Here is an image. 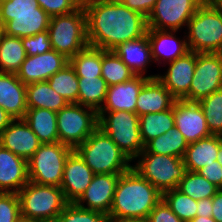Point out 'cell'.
Segmentation results:
<instances>
[{
  "instance_id": "obj_16",
  "label": "cell",
  "mask_w": 222,
  "mask_h": 222,
  "mask_svg": "<svg viewBox=\"0 0 222 222\" xmlns=\"http://www.w3.org/2000/svg\"><path fill=\"white\" fill-rule=\"evenodd\" d=\"M168 64L169 67L166 74H157V78L176 100H183L189 93L194 76L196 52L189 51L184 56Z\"/></svg>"
},
{
  "instance_id": "obj_43",
  "label": "cell",
  "mask_w": 222,
  "mask_h": 222,
  "mask_svg": "<svg viewBox=\"0 0 222 222\" xmlns=\"http://www.w3.org/2000/svg\"><path fill=\"white\" fill-rule=\"evenodd\" d=\"M37 0H0V14L38 13Z\"/></svg>"
},
{
  "instance_id": "obj_48",
  "label": "cell",
  "mask_w": 222,
  "mask_h": 222,
  "mask_svg": "<svg viewBox=\"0 0 222 222\" xmlns=\"http://www.w3.org/2000/svg\"><path fill=\"white\" fill-rule=\"evenodd\" d=\"M212 198L200 199L197 201L196 216L212 217Z\"/></svg>"
},
{
  "instance_id": "obj_2",
  "label": "cell",
  "mask_w": 222,
  "mask_h": 222,
  "mask_svg": "<svg viewBox=\"0 0 222 222\" xmlns=\"http://www.w3.org/2000/svg\"><path fill=\"white\" fill-rule=\"evenodd\" d=\"M161 199L162 193L131 168L119 176L108 217L109 219H147Z\"/></svg>"
},
{
  "instance_id": "obj_44",
  "label": "cell",
  "mask_w": 222,
  "mask_h": 222,
  "mask_svg": "<svg viewBox=\"0 0 222 222\" xmlns=\"http://www.w3.org/2000/svg\"><path fill=\"white\" fill-rule=\"evenodd\" d=\"M146 220L148 222H183L163 199L151 210Z\"/></svg>"
},
{
  "instance_id": "obj_27",
  "label": "cell",
  "mask_w": 222,
  "mask_h": 222,
  "mask_svg": "<svg viewBox=\"0 0 222 222\" xmlns=\"http://www.w3.org/2000/svg\"><path fill=\"white\" fill-rule=\"evenodd\" d=\"M23 119L42 144L59 142L55 111L44 108H28Z\"/></svg>"
},
{
  "instance_id": "obj_26",
  "label": "cell",
  "mask_w": 222,
  "mask_h": 222,
  "mask_svg": "<svg viewBox=\"0 0 222 222\" xmlns=\"http://www.w3.org/2000/svg\"><path fill=\"white\" fill-rule=\"evenodd\" d=\"M113 51L136 75L144 76L148 63L153 61L147 33L141 38L119 44Z\"/></svg>"
},
{
  "instance_id": "obj_39",
  "label": "cell",
  "mask_w": 222,
  "mask_h": 222,
  "mask_svg": "<svg viewBox=\"0 0 222 222\" xmlns=\"http://www.w3.org/2000/svg\"><path fill=\"white\" fill-rule=\"evenodd\" d=\"M56 222H110L107 214L68 203Z\"/></svg>"
},
{
  "instance_id": "obj_29",
  "label": "cell",
  "mask_w": 222,
  "mask_h": 222,
  "mask_svg": "<svg viewBox=\"0 0 222 222\" xmlns=\"http://www.w3.org/2000/svg\"><path fill=\"white\" fill-rule=\"evenodd\" d=\"M173 127H175L174 104L165 111L139 116L140 135L144 146Z\"/></svg>"
},
{
  "instance_id": "obj_14",
  "label": "cell",
  "mask_w": 222,
  "mask_h": 222,
  "mask_svg": "<svg viewBox=\"0 0 222 222\" xmlns=\"http://www.w3.org/2000/svg\"><path fill=\"white\" fill-rule=\"evenodd\" d=\"M174 119L175 127L182 133L188 144L212 135L198 102L175 100Z\"/></svg>"
},
{
  "instance_id": "obj_20",
  "label": "cell",
  "mask_w": 222,
  "mask_h": 222,
  "mask_svg": "<svg viewBox=\"0 0 222 222\" xmlns=\"http://www.w3.org/2000/svg\"><path fill=\"white\" fill-rule=\"evenodd\" d=\"M177 31L147 28V36L151 47L153 61L172 62L189 52L186 36L182 40L174 35ZM162 58V59H161Z\"/></svg>"
},
{
  "instance_id": "obj_52",
  "label": "cell",
  "mask_w": 222,
  "mask_h": 222,
  "mask_svg": "<svg viewBox=\"0 0 222 222\" xmlns=\"http://www.w3.org/2000/svg\"><path fill=\"white\" fill-rule=\"evenodd\" d=\"M217 161L219 164L222 165V144L220 145L219 150H218Z\"/></svg>"
},
{
  "instance_id": "obj_31",
  "label": "cell",
  "mask_w": 222,
  "mask_h": 222,
  "mask_svg": "<svg viewBox=\"0 0 222 222\" xmlns=\"http://www.w3.org/2000/svg\"><path fill=\"white\" fill-rule=\"evenodd\" d=\"M77 104L92 108L97 112L102 108L108 86L102 77H78Z\"/></svg>"
},
{
  "instance_id": "obj_50",
  "label": "cell",
  "mask_w": 222,
  "mask_h": 222,
  "mask_svg": "<svg viewBox=\"0 0 222 222\" xmlns=\"http://www.w3.org/2000/svg\"><path fill=\"white\" fill-rule=\"evenodd\" d=\"M188 222H216V220L213 217L196 216Z\"/></svg>"
},
{
  "instance_id": "obj_6",
  "label": "cell",
  "mask_w": 222,
  "mask_h": 222,
  "mask_svg": "<svg viewBox=\"0 0 222 222\" xmlns=\"http://www.w3.org/2000/svg\"><path fill=\"white\" fill-rule=\"evenodd\" d=\"M47 31L52 49L70 60L88 46L83 5L71 13L51 17Z\"/></svg>"
},
{
  "instance_id": "obj_53",
  "label": "cell",
  "mask_w": 222,
  "mask_h": 222,
  "mask_svg": "<svg viewBox=\"0 0 222 222\" xmlns=\"http://www.w3.org/2000/svg\"><path fill=\"white\" fill-rule=\"evenodd\" d=\"M5 35L4 23L0 20V42Z\"/></svg>"
},
{
  "instance_id": "obj_11",
  "label": "cell",
  "mask_w": 222,
  "mask_h": 222,
  "mask_svg": "<svg viewBox=\"0 0 222 222\" xmlns=\"http://www.w3.org/2000/svg\"><path fill=\"white\" fill-rule=\"evenodd\" d=\"M222 89V53H196V65L185 101L199 102Z\"/></svg>"
},
{
  "instance_id": "obj_19",
  "label": "cell",
  "mask_w": 222,
  "mask_h": 222,
  "mask_svg": "<svg viewBox=\"0 0 222 222\" xmlns=\"http://www.w3.org/2000/svg\"><path fill=\"white\" fill-rule=\"evenodd\" d=\"M157 75H135L130 80L108 86L106 98L99 111H128L135 113L137 96L149 78Z\"/></svg>"
},
{
  "instance_id": "obj_13",
  "label": "cell",
  "mask_w": 222,
  "mask_h": 222,
  "mask_svg": "<svg viewBox=\"0 0 222 222\" xmlns=\"http://www.w3.org/2000/svg\"><path fill=\"white\" fill-rule=\"evenodd\" d=\"M68 63V58L52 49L43 54L27 56L16 75L25 85L47 81Z\"/></svg>"
},
{
  "instance_id": "obj_54",
  "label": "cell",
  "mask_w": 222,
  "mask_h": 222,
  "mask_svg": "<svg viewBox=\"0 0 222 222\" xmlns=\"http://www.w3.org/2000/svg\"><path fill=\"white\" fill-rule=\"evenodd\" d=\"M219 9L222 10V0H211Z\"/></svg>"
},
{
  "instance_id": "obj_1",
  "label": "cell",
  "mask_w": 222,
  "mask_h": 222,
  "mask_svg": "<svg viewBox=\"0 0 222 222\" xmlns=\"http://www.w3.org/2000/svg\"><path fill=\"white\" fill-rule=\"evenodd\" d=\"M82 5L89 46L113 50L147 32V18L118 0H87Z\"/></svg>"
},
{
  "instance_id": "obj_46",
  "label": "cell",
  "mask_w": 222,
  "mask_h": 222,
  "mask_svg": "<svg viewBox=\"0 0 222 222\" xmlns=\"http://www.w3.org/2000/svg\"><path fill=\"white\" fill-rule=\"evenodd\" d=\"M125 6L148 17L153 10L157 0H118Z\"/></svg>"
},
{
  "instance_id": "obj_47",
  "label": "cell",
  "mask_w": 222,
  "mask_h": 222,
  "mask_svg": "<svg viewBox=\"0 0 222 222\" xmlns=\"http://www.w3.org/2000/svg\"><path fill=\"white\" fill-rule=\"evenodd\" d=\"M212 217L216 222H222V189L212 197Z\"/></svg>"
},
{
  "instance_id": "obj_3",
  "label": "cell",
  "mask_w": 222,
  "mask_h": 222,
  "mask_svg": "<svg viewBox=\"0 0 222 222\" xmlns=\"http://www.w3.org/2000/svg\"><path fill=\"white\" fill-rule=\"evenodd\" d=\"M75 151L94 174H123L132 168L127 155L99 127Z\"/></svg>"
},
{
  "instance_id": "obj_49",
  "label": "cell",
  "mask_w": 222,
  "mask_h": 222,
  "mask_svg": "<svg viewBox=\"0 0 222 222\" xmlns=\"http://www.w3.org/2000/svg\"><path fill=\"white\" fill-rule=\"evenodd\" d=\"M14 120L2 107H0V134Z\"/></svg>"
},
{
  "instance_id": "obj_23",
  "label": "cell",
  "mask_w": 222,
  "mask_h": 222,
  "mask_svg": "<svg viewBox=\"0 0 222 222\" xmlns=\"http://www.w3.org/2000/svg\"><path fill=\"white\" fill-rule=\"evenodd\" d=\"M51 17L39 6L38 13L0 14L5 35L19 38L47 31Z\"/></svg>"
},
{
  "instance_id": "obj_45",
  "label": "cell",
  "mask_w": 222,
  "mask_h": 222,
  "mask_svg": "<svg viewBox=\"0 0 222 222\" xmlns=\"http://www.w3.org/2000/svg\"><path fill=\"white\" fill-rule=\"evenodd\" d=\"M198 173L205 177L210 183L222 189V165L218 161H213L210 165H205Z\"/></svg>"
},
{
  "instance_id": "obj_28",
  "label": "cell",
  "mask_w": 222,
  "mask_h": 222,
  "mask_svg": "<svg viewBox=\"0 0 222 222\" xmlns=\"http://www.w3.org/2000/svg\"><path fill=\"white\" fill-rule=\"evenodd\" d=\"M26 99L28 108H44L58 112L68 102L53 90L47 81L26 85Z\"/></svg>"
},
{
  "instance_id": "obj_5",
  "label": "cell",
  "mask_w": 222,
  "mask_h": 222,
  "mask_svg": "<svg viewBox=\"0 0 222 222\" xmlns=\"http://www.w3.org/2000/svg\"><path fill=\"white\" fill-rule=\"evenodd\" d=\"M21 217L24 219L56 222L68 202L58 186L28 182L18 193Z\"/></svg>"
},
{
  "instance_id": "obj_18",
  "label": "cell",
  "mask_w": 222,
  "mask_h": 222,
  "mask_svg": "<svg viewBox=\"0 0 222 222\" xmlns=\"http://www.w3.org/2000/svg\"><path fill=\"white\" fill-rule=\"evenodd\" d=\"M41 144L24 119H14L0 134V145L26 161Z\"/></svg>"
},
{
  "instance_id": "obj_9",
  "label": "cell",
  "mask_w": 222,
  "mask_h": 222,
  "mask_svg": "<svg viewBox=\"0 0 222 222\" xmlns=\"http://www.w3.org/2000/svg\"><path fill=\"white\" fill-rule=\"evenodd\" d=\"M72 151L60 142L41 144L27 161L29 181L60 187L65 163Z\"/></svg>"
},
{
  "instance_id": "obj_22",
  "label": "cell",
  "mask_w": 222,
  "mask_h": 222,
  "mask_svg": "<svg viewBox=\"0 0 222 222\" xmlns=\"http://www.w3.org/2000/svg\"><path fill=\"white\" fill-rule=\"evenodd\" d=\"M0 107L14 119H23L27 112L26 85L16 74L0 72Z\"/></svg>"
},
{
  "instance_id": "obj_12",
  "label": "cell",
  "mask_w": 222,
  "mask_h": 222,
  "mask_svg": "<svg viewBox=\"0 0 222 222\" xmlns=\"http://www.w3.org/2000/svg\"><path fill=\"white\" fill-rule=\"evenodd\" d=\"M205 0H157L147 17V28L178 31L187 26Z\"/></svg>"
},
{
  "instance_id": "obj_55",
  "label": "cell",
  "mask_w": 222,
  "mask_h": 222,
  "mask_svg": "<svg viewBox=\"0 0 222 222\" xmlns=\"http://www.w3.org/2000/svg\"><path fill=\"white\" fill-rule=\"evenodd\" d=\"M17 222H42V221L24 219V218L21 217Z\"/></svg>"
},
{
  "instance_id": "obj_32",
  "label": "cell",
  "mask_w": 222,
  "mask_h": 222,
  "mask_svg": "<svg viewBox=\"0 0 222 222\" xmlns=\"http://www.w3.org/2000/svg\"><path fill=\"white\" fill-rule=\"evenodd\" d=\"M26 51L19 37L4 35L0 42V72L16 74L24 60Z\"/></svg>"
},
{
  "instance_id": "obj_10",
  "label": "cell",
  "mask_w": 222,
  "mask_h": 222,
  "mask_svg": "<svg viewBox=\"0 0 222 222\" xmlns=\"http://www.w3.org/2000/svg\"><path fill=\"white\" fill-rule=\"evenodd\" d=\"M56 115L59 142L73 150L98 128V112L77 103H68Z\"/></svg>"
},
{
  "instance_id": "obj_8",
  "label": "cell",
  "mask_w": 222,
  "mask_h": 222,
  "mask_svg": "<svg viewBox=\"0 0 222 222\" xmlns=\"http://www.w3.org/2000/svg\"><path fill=\"white\" fill-rule=\"evenodd\" d=\"M136 159L138 161L132 168L162 194L176 189L187 171L183 158L180 157L140 153Z\"/></svg>"
},
{
  "instance_id": "obj_42",
  "label": "cell",
  "mask_w": 222,
  "mask_h": 222,
  "mask_svg": "<svg viewBox=\"0 0 222 222\" xmlns=\"http://www.w3.org/2000/svg\"><path fill=\"white\" fill-rule=\"evenodd\" d=\"M27 56H35L52 50L48 31L21 38Z\"/></svg>"
},
{
  "instance_id": "obj_15",
  "label": "cell",
  "mask_w": 222,
  "mask_h": 222,
  "mask_svg": "<svg viewBox=\"0 0 222 222\" xmlns=\"http://www.w3.org/2000/svg\"><path fill=\"white\" fill-rule=\"evenodd\" d=\"M94 172L81 156L73 150L67 157L61 186L68 203H76L90 185Z\"/></svg>"
},
{
  "instance_id": "obj_34",
  "label": "cell",
  "mask_w": 222,
  "mask_h": 222,
  "mask_svg": "<svg viewBox=\"0 0 222 222\" xmlns=\"http://www.w3.org/2000/svg\"><path fill=\"white\" fill-rule=\"evenodd\" d=\"M69 63L77 77H101L102 49L88 45L73 56Z\"/></svg>"
},
{
  "instance_id": "obj_30",
  "label": "cell",
  "mask_w": 222,
  "mask_h": 222,
  "mask_svg": "<svg viewBox=\"0 0 222 222\" xmlns=\"http://www.w3.org/2000/svg\"><path fill=\"white\" fill-rule=\"evenodd\" d=\"M188 147L182 133L173 127L166 133L150 140L141 153H155L183 158Z\"/></svg>"
},
{
  "instance_id": "obj_38",
  "label": "cell",
  "mask_w": 222,
  "mask_h": 222,
  "mask_svg": "<svg viewBox=\"0 0 222 222\" xmlns=\"http://www.w3.org/2000/svg\"><path fill=\"white\" fill-rule=\"evenodd\" d=\"M162 199L183 222H188L196 217L197 201L177 188L164 192Z\"/></svg>"
},
{
  "instance_id": "obj_33",
  "label": "cell",
  "mask_w": 222,
  "mask_h": 222,
  "mask_svg": "<svg viewBox=\"0 0 222 222\" xmlns=\"http://www.w3.org/2000/svg\"><path fill=\"white\" fill-rule=\"evenodd\" d=\"M135 75L113 50L102 49L101 77L107 86L123 83Z\"/></svg>"
},
{
  "instance_id": "obj_7",
  "label": "cell",
  "mask_w": 222,
  "mask_h": 222,
  "mask_svg": "<svg viewBox=\"0 0 222 222\" xmlns=\"http://www.w3.org/2000/svg\"><path fill=\"white\" fill-rule=\"evenodd\" d=\"M98 127L131 161L145 148L140 135L139 116L136 113L123 110L98 111Z\"/></svg>"
},
{
  "instance_id": "obj_41",
  "label": "cell",
  "mask_w": 222,
  "mask_h": 222,
  "mask_svg": "<svg viewBox=\"0 0 222 222\" xmlns=\"http://www.w3.org/2000/svg\"><path fill=\"white\" fill-rule=\"evenodd\" d=\"M37 2L50 17L71 13L82 5L80 0H37Z\"/></svg>"
},
{
  "instance_id": "obj_37",
  "label": "cell",
  "mask_w": 222,
  "mask_h": 222,
  "mask_svg": "<svg viewBox=\"0 0 222 222\" xmlns=\"http://www.w3.org/2000/svg\"><path fill=\"white\" fill-rule=\"evenodd\" d=\"M198 104L205 115L210 133L222 136V89L201 99Z\"/></svg>"
},
{
  "instance_id": "obj_4",
  "label": "cell",
  "mask_w": 222,
  "mask_h": 222,
  "mask_svg": "<svg viewBox=\"0 0 222 222\" xmlns=\"http://www.w3.org/2000/svg\"><path fill=\"white\" fill-rule=\"evenodd\" d=\"M189 51L222 53V10L205 0L187 24Z\"/></svg>"
},
{
  "instance_id": "obj_21",
  "label": "cell",
  "mask_w": 222,
  "mask_h": 222,
  "mask_svg": "<svg viewBox=\"0 0 222 222\" xmlns=\"http://www.w3.org/2000/svg\"><path fill=\"white\" fill-rule=\"evenodd\" d=\"M28 182L27 161L0 145V192L18 193Z\"/></svg>"
},
{
  "instance_id": "obj_36",
  "label": "cell",
  "mask_w": 222,
  "mask_h": 222,
  "mask_svg": "<svg viewBox=\"0 0 222 222\" xmlns=\"http://www.w3.org/2000/svg\"><path fill=\"white\" fill-rule=\"evenodd\" d=\"M177 189L196 201L212 198L220 190L198 172L190 171H186Z\"/></svg>"
},
{
  "instance_id": "obj_24",
  "label": "cell",
  "mask_w": 222,
  "mask_h": 222,
  "mask_svg": "<svg viewBox=\"0 0 222 222\" xmlns=\"http://www.w3.org/2000/svg\"><path fill=\"white\" fill-rule=\"evenodd\" d=\"M175 100L157 77L149 78L137 96L135 113L141 116L162 112L170 109Z\"/></svg>"
},
{
  "instance_id": "obj_17",
  "label": "cell",
  "mask_w": 222,
  "mask_h": 222,
  "mask_svg": "<svg viewBox=\"0 0 222 222\" xmlns=\"http://www.w3.org/2000/svg\"><path fill=\"white\" fill-rule=\"evenodd\" d=\"M120 175L95 174L90 185L76 204L82 208L99 211L108 215L113 204L115 188Z\"/></svg>"
},
{
  "instance_id": "obj_35",
  "label": "cell",
  "mask_w": 222,
  "mask_h": 222,
  "mask_svg": "<svg viewBox=\"0 0 222 222\" xmlns=\"http://www.w3.org/2000/svg\"><path fill=\"white\" fill-rule=\"evenodd\" d=\"M47 82L49 86L61 95L68 103L78 100V77L73 66L68 63L60 71L53 74Z\"/></svg>"
},
{
  "instance_id": "obj_25",
  "label": "cell",
  "mask_w": 222,
  "mask_h": 222,
  "mask_svg": "<svg viewBox=\"0 0 222 222\" xmlns=\"http://www.w3.org/2000/svg\"><path fill=\"white\" fill-rule=\"evenodd\" d=\"M221 144L222 136L219 135H210L189 143L183 157L186 170L198 172L205 165H210L213 161H216Z\"/></svg>"
},
{
  "instance_id": "obj_51",
  "label": "cell",
  "mask_w": 222,
  "mask_h": 222,
  "mask_svg": "<svg viewBox=\"0 0 222 222\" xmlns=\"http://www.w3.org/2000/svg\"><path fill=\"white\" fill-rule=\"evenodd\" d=\"M110 222H148L146 219H110Z\"/></svg>"
},
{
  "instance_id": "obj_40",
  "label": "cell",
  "mask_w": 222,
  "mask_h": 222,
  "mask_svg": "<svg viewBox=\"0 0 222 222\" xmlns=\"http://www.w3.org/2000/svg\"><path fill=\"white\" fill-rule=\"evenodd\" d=\"M20 218L18 194L0 192V222H17Z\"/></svg>"
}]
</instances>
